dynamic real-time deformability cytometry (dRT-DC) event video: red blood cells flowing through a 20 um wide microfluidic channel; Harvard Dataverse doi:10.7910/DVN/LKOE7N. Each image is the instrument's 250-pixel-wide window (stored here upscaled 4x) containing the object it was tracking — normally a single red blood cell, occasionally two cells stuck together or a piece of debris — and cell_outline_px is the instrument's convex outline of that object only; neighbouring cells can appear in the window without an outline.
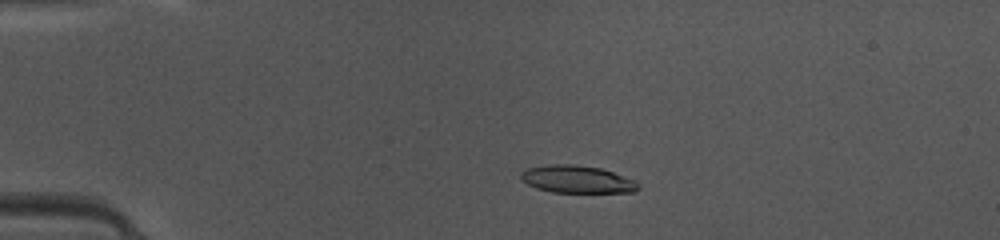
{"species": "common noctule bat (a hibernating species)", "species_latin": "Nyctalus noctula", "temperature_condition": "warm", "stored_images_in_passage": 48, "camera_frame_rate_fps": 3000, "um_per_image_px": 0.085, "animal": {"sex": "female", "body_mass_g": 10.0, "forearm_length_mm": 53.1}, "frame": {"image": 1, "passage_image": 11, "time_ms": 3.333, "image_size_px": [1000, 240], "cell_outline_px": [[640, 188], [636, 192], [552, 192], [536, 188], [520, 180], [520, 172], [528, 168], [548, 164], [572, 164], [600, 168], [636, 180], [640, 184]], "centroid_in_image_um": [49.05, 15.24], "position_along_channel_um": 35.9, "area_um2": 18.9}}
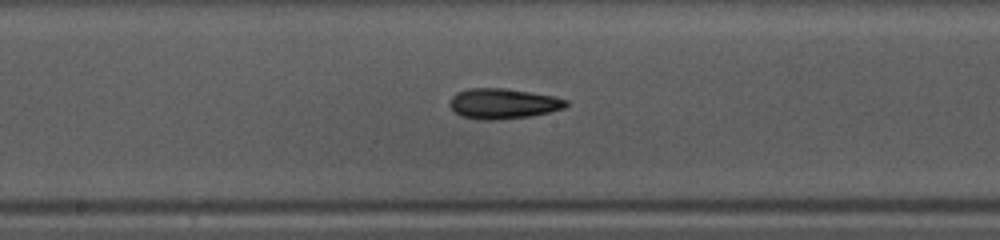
{"frame": {"image": 2, "passage_image": 26, "time_ms": 8.333, "image_size_px": [1000, 240], "cell_outline_px": [[568, 104], [564, 108], [532, 116], [492, 120], [480, 120], [460, 116], [448, 104], [452, 96], [456, 92], [468, 88], [504, 88], [556, 96], [568, 100]], "centroid_in_image_um": [42.75, 8.8], "position_along_channel_um": 205.4, "area_um2": 20.69}}
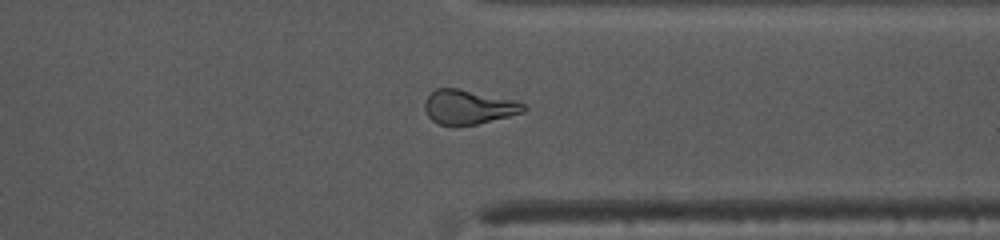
{"frame": {"image": 3, "passage_image": 38, "time_ms": 12.333, "image_size_px": [1000, 240], "cell_outline_px": [[528, 108], [524, 112], [476, 124], [440, 124], [432, 120], [428, 116], [424, 108], [424, 104], [428, 96], [436, 88], [456, 88], [516, 100], [524, 104]], "centroid_in_image_um": [39.84, 9.08], "position_along_channel_um": 371.6, "area_um2": 19.42}, "authors_computed_cell_mechanics": {"area_um2": 19.652, "velocity_mm_per_s": 4.1739, "shape_relaxation_time_tau1_ms": 5.0533, "shape_relaxation_time_tau2_ms": 3.6507, "deformation_change_tau1": 0.1583, "deformation_change_tau2": 0.1419}}